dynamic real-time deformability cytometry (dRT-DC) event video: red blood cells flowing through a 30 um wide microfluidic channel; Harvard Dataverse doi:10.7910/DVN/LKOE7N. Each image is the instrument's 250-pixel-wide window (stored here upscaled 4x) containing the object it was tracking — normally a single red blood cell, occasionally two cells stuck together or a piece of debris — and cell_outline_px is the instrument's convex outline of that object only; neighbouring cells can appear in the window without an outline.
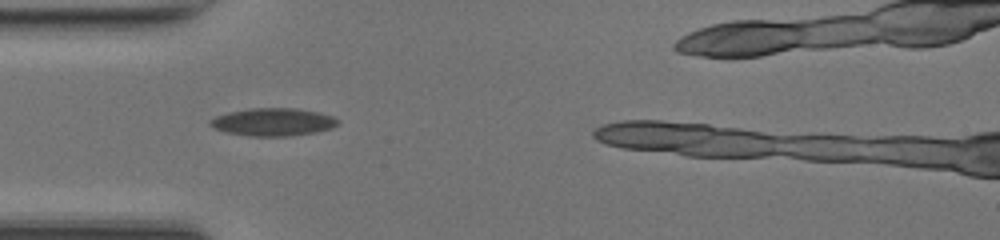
{"species": "common noctule bat (a hibernating species)", "species_latin": "Nyctalus noctula", "temperature_condition": "room temperature", "stored_images_in_passage": 29, "camera_frame_rate_fps": 3000, "um_per_image_px": 0.085, "animal": {"sex": "female", "body_mass_g": 17.0, "forearm_length_mm": 48.0}, "frame": {"image": 1, "passage_image": 1, "time_ms": 0.0, "image_size_px": [1000, 240], "cell_outline_px": [[340, 124], [332, 128], [316, 132], [288, 136], [248, 136], [224, 132], [212, 128], [208, 124], [208, 120], [216, 116], [228, 112], [248, 108], [296, 108], [320, 112], [332, 116], [340, 120]], "centroid_in_image_um": [23.19, 10.37], "position_along_channel_um": 61.8, "area_um2": 21.04}}
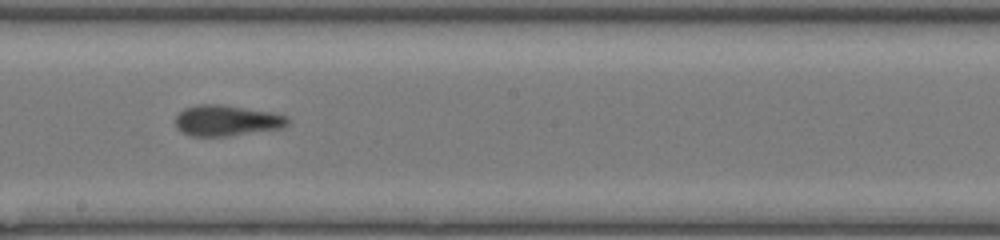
{"frame": {"image": 2, "passage_image": 13, "time_ms": 4.0, "image_size_px": [1000, 240], "cell_outline_px": [[288, 124], [284, 128], [228, 136], [188, 136], [180, 132], [176, 128], [176, 116], [184, 108], [196, 104], [220, 104], [272, 112], [288, 116]], "centroid_in_image_um": [19.25, 10.25], "position_along_channel_um": 228.9, "area_um2": 20.4}}
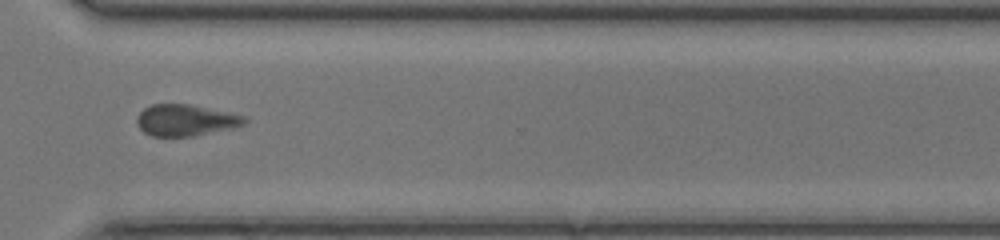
{"frame": {"image": 3, "passage_image": 22, "time_ms": 7.0, "image_size_px": [1000, 240], "cell_outline_px": [[248, 120], [244, 124], [232, 128], [192, 136], [152, 136], [144, 132], [136, 124], [136, 116], [144, 108], [152, 104], [188, 104], [244, 116]], "centroid_in_image_um": [15.72, 10.22], "position_along_channel_um": 354.9, "area_um2": 19.48}, "authors_computed_cell_mechanics": {"area_um2": 20.0566, "velocity_mm_per_s": 4.1952, "shape_relaxation_time_tau1_ms": 4.0597, "shape_relaxation_time_tau2_ms": 2.3662, "deformation_change_tau1": 0.129, "deformation_change_tau2": 0.1089}}